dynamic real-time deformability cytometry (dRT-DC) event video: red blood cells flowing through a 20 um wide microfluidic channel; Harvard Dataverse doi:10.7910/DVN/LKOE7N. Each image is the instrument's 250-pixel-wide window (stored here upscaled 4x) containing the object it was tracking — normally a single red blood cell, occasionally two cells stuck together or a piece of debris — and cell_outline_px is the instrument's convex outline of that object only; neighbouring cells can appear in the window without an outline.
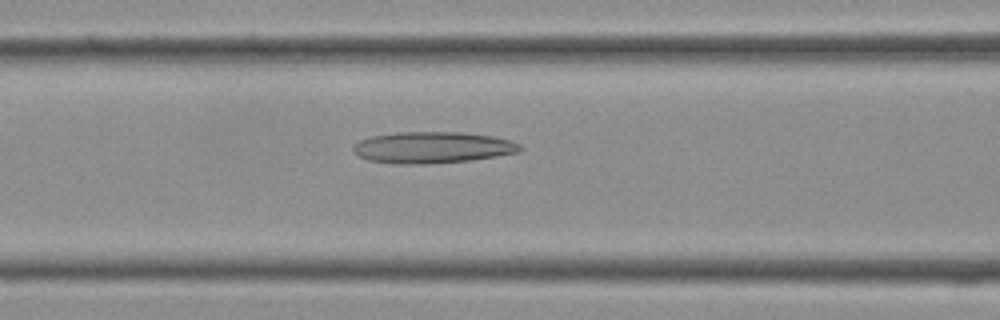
{"species": "Egyptian fruit bat (a non-hibernating species)", "species_latin": "Rousettus aegyptiacus", "temperature_condition": "cold", "stored_images_in_passage": 35, "camera_frame_rate_fps": 3000, "um_per_image_px": 0.085, "frame": {"image": 1, "passage_image": 15, "time_ms": 4.667, "image_size_px": [1000, 320], "cell_outline_px": [[524, 148], [520, 152], [472, 160], [424, 164], [396, 164], [368, 160], [352, 152], [352, 144], [360, 140], [372, 136], [400, 132], [460, 132], [492, 136], [508, 140], [520, 144]], "centroid_in_image_um": [36.74, 12.54], "position_along_channel_um": 129.9, "area_um2": 30.63}}
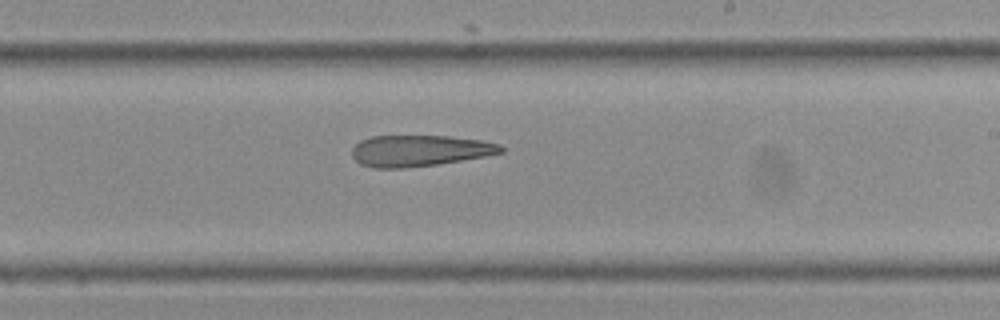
{"frame": {"image": 2, "passage_image": 22, "time_ms": 7.0, "image_size_px": [1000, 320], "cell_outline_px": [[504, 152], [484, 156], [436, 164], [404, 168], [372, 168], [360, 164], [352, 156], [352, 148], [360, 140], [372, 136], [448, 136], [480, 140], [500, 144], [504, 148]], "centroid_in_image_um": [35.63, 12.81], "position_along_channel_um": 253.4, "area_um2": 26.99}}
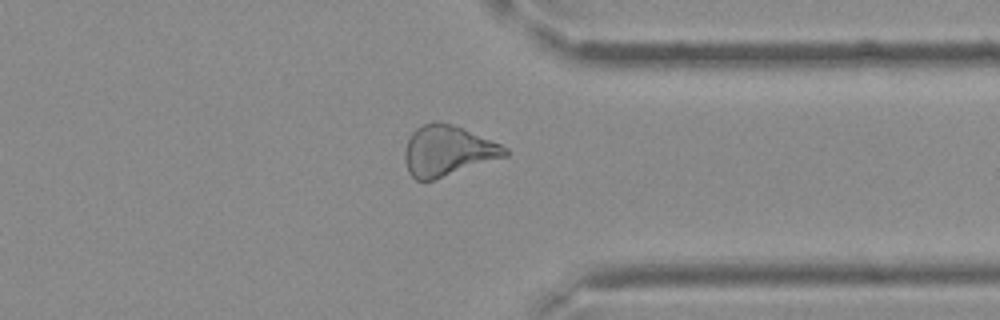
{"frame": {"image": 3, "passage_image": 29, "time_ms": 9.333, "image_size_px": [1000, 320], "cell_outline_px": [[508, 156], [432, 180], [416, 180], [408, 172], [404, 160], [404, 152], [408, 140], [412, 132], [416, 128], [432, 120], [436, 120], [452, 124], [500, 144], [508, 148]], "centroid_in_image_um": [38.03, 12.81], "position_along_channel_um": 373.4, "area_um2": 29.3}}